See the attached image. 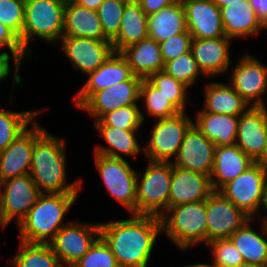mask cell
<instances>
[{
  "mask_svg": "<svg viewBox=\"0 0 267 267\" xmlns=\"http://www.w3.org/2000/svg\"><path fill=\"white\" fill-rule=\"evenodd\" d=\"M127 215L100 222V237L120 267H149L162 236L161 219L153 215Z\"/></svg>",
  "mask_w": 267,
  "mask_h": 267,
  "instance_id": "obj_1",
  "label": "cell"
},
{
  "mask_svg": "<svg viewBox=\"0 0 267 267\" xmlns=\"http://www.w3.org/2000/svg\"><path fill=\"white\" fill-rule=\"evenodd\" d=\"M38 120L39 117L34 121L31 178L41 193H82L84 179L81 176L68 180L66 138L49 132Z\"/></svg>",
  "mask_w": 267,
  "mask_h": 267,
  "instance_id": "obj_2",
  "label": "cell"
},
{
  "mask_svg": "<svg viewBox=\"0 0 267 267\" xmlns=\"http://www.w3.org/2000/svg\"><path fill=\"white\" fill-rule=\"evenodd\" d=\"M80 195L81 193H41L26 217L15 228L18 240L48 244L63 226L72 221L70 218L67 221L66 218Z\"/></svg>",
  "mask_w": 267,
  "mask_h": 267,
  "instance_id": "obj_3",
  "label": "cell"
},
{
  "mask_svg": "<svg viewBox=\"0 0 267 267\" xmlns=\"http://www.w3.org/2000/svg\"><path fill=\"white\" fill-rule=\"evenodd\" d=\"M66 3L67 0H25L24 25L19 40L29 56L36 52L34 46L39 40L56 48L63 37Z\"/></svg>",
  "mask_w": 267,
  "mask_h": 267,
  "instance_id": "obj_4",
  "label": "cell"
},
{
  "mask_svg": "<svg viewBox=\"0 0 267 267\" xmlns=\"http://www.w3.org/2000/svg\"><path fill=\"white\" fill-rule=\"evenodd\" d=\"M162 236L182 253L206 245V200L176 205L161 216Z\"/></svg>",
  "mask_w": 267,
  "mask_h": 267,
  "instance_id": "obj_5",
  "label": "cell"
},
{
  "mask_svg": "<svg viewBox=\"0 0 267 267\" xmlns=\"http://www.w3.org/2000/svg\"><path fill=\"white\" fill-rule=\"evenodd\" d=\"M145 162L147 167L137 169L136 215L160 217L168 209L172 162Z\"/></svg>",
  "mask_w": 267,
  "mask_h": 267,
  "instance_id": "obj_6",
  "label": "cell"
},
{
  "mask_svg": "<svg viewBox=\"0 0 267 267\" xmlns=\"http://www.w3.org/2000/svg\"><path fill=\"white\" fill-rule=\"evenodd\" d=\"M151 123L147 130L150 133L143 138L148 137L143 140L146 142L144 143V159L155 162H173L185 133L193 125V115L185 111L169 118L153 120Z\"/></svg>",
  "mask_w": 267,
  "mask_h": 267,
  "instance_id": "obj_7",
  "label": "cell"
},
{
  "mask_svg": "<svg viewBox=\"0 0 267 267\" xmlns=\"http://www.w3.org/2000/svg\"><path fill=\"white\" fill-rule=\"evenodd\" d=\"M93 163L107 195L128 214L136 215L137 169L129 160L93 153Z\"/></svg>",
  "mask_w": 267,
  "mask_h": 267,
  "instance_id": "obj_8",
  "label": "cell"
},
{
  "mask_svg": "<svg viewBox=\"0 0 267 267\" xmlns=\"http://www.w3.org/2000/svg\"><path fill=\"white\" fill-rule=\"evenodd\" d=\"M238 57L225 80L250 106L267 107V64L247 50Z\"/></svg>",
  "mask_w": 267,
  "mask_h": 267,
  "instance_id": "obj_9",
  "label": "cell"
},
{
  "mask_svg": "<svg viewBox=\"0 0 267 267\" xmlns=\"http://www.w3.org/2000/svg\"><path fill=\"white\" fill-rule=\"evenodd\" d=\"M41 192L30 174L0 182V230L17 227L36 203Z\"/></svg>",
  "mask_w": 267,
  "mask_h": 267,
  "instance_id": "obj_10",
  "label": "cell"
},
{
  "mask_svg": "<svg viewBox=\"0 0 267 267\" xmlns=\"http://www.w3.org/2000/svg\"><path fill=\"white\" fill-rule=\"evenodd\" d=\"M100 237V221L72 220L48 243L62 267H72Z\"/></svg>",
  "mask_w": 267,
  "mask_h": 267,
  "instance_id": "obj_11",
  "label": "cell"
},
{
  "mask_svg": "<svg viewBox=\"0 0 267 267\" xmlns=\"http://www.w3.org/2000/svg\"><path fill=\"white\" fill-rule=\"evenodd\" d=\"M267 171L254 162L242 174L225 184L219 192L250 218H261Z\"/></svg>",
  "mask_w": 267,
  "mask_h": 267,
  "instance_id": "obj_12",
  "label": "cell"
},
{
  "mask_svg": "<svg viewBox=\"0 0 267 267\" xmlns=\"http://www.w3.org/2000/svg\"><path fill=\"white\" fill-rule=\"evenodd\" d=\"M56 46L82 76L97 70L114 53L110 40L63 36Z\"/></svg>",
  "mask_w": 267,
  "mask_h": 267,
  "instance_id": "obj_13",
  "label": "cell"
},
{
  "mask_svg": "<svg viewBox=\"0 0 267 267\" xmlns=\"http://www.w3.org/2000/svg\"><path fill=\"white\" fill-rule=\"evenodd\" d=\"M142 79L132 76L94 93L78 110L86 113L90 121L100 120L106 113L132 104H140V86Z\"/></svg>",
  "mask_w": 267,
  "mask_h": 267,
  "instance_id": "obj_14",
  "label": "cell"
},
{
  "mask_svg": "<svg viewBox=\"0 0 267 267\" xmlns=\"http://www.w3.org/2000/svg\"><path fill=\"white\" fill-rule=\"evenodd\" d=\"M206 244L229 237L251 218L219 191H214L206 199Z\"/></svg>",
  "mask_w": 267,
  "mask_h": 267,
  "instance_id": "obj_15",
  "label": "cell"
},
{
  "mask_svg": "<svg viewBox=\"0 0 267 267\" xmlns=\"http://www.w3.org/2000/svg\"><path fill=\"white\" fill-rule=\"evenodd\" d=\"M234 40L224 36L209 39L192 38L191 52L208 79L223 78L233 64ZM233 59V60H232Z\"/></svg>",
  "mask_w": 267,
  "mask_h": 267,
  "instance_id": "obj_16",
  "label": "cell"
},
{
  "mask_svg": "<svg viewBox=\"0 0 267 267\" xmlns=\"http://www.w3.org/2000/svg\"><path fill=\"white\" fill-rule=\"evenodd\" d=\"M133 76L121 53L114 52L97 70L87 74L84 84L74 93L72 102L78 110L94 93L129 80Z\"/></svg>",
  "mask_w": 267,
  "mask_h": 267,
  "instance_id": "obj_17",
  "label": "cell"
},
{
  "mask_svg": "<svg viewBox=\"0 0 267 267\" xmlns=\"http://www.w3.org/2000/svg\"><path fill=\"white\" fill-rule=\"evenodd\" d=\"M91 127L103 141L102 143H95L92 153L133 161L141 156L142 159L144 158V141L141 140L142 137L144 138L141 136L143 135L141 134L142 130H124L111 126Z\"/></svg>",
  "mask_w": 267,
  "mask_h": 267,
  "instance_id": "obj_18",
  "label": "cell"
},
{
  "mask_svg": "<svg viewBox=\"0 0 267 267\" xmlns=\"http://www.w3.org/2000/svg\"><path fill=\"white\" fill-rule=\"evenodd\" d=\"M215 144L193 124L185 133L172 165L210 176L214 165Z\"/></svg>",
  "mask_w": 267,
  "mask_h": 267,
  "instance_id": "obj_19",
  "label": "cell"
},
{
  "mask_svg": "<svg viewBox=\"0 0 267 267\" xmlns=\"http://www.w3.org/2000/svg\"><path fill=\"white\" fill-rule=\"evenodd\" d=\"M257 162L267 146V107L250 106L239 116L235 143Z\"/></svg>",
  "mask_w": 267,
  "mask_h": 267,
  "instance_id": "obj_20",
  "label": "cell"
},
{
  "mask_svg": "<svg viewBox=\"0 0 267 267\" xmlns=\"http://www.w3.org/2000/svg\"><path fill=\"white\" fill-rule=\"evenodd\" d=\"M185 10L186 26L192 38L224 37L221 9L212 0H181Z\"/></svg>",
  "mask_w": 267,
  "mask_h": 267,
  "instance_id": "obj_21",
  "label": "cell"
},
{
  "mask_svg": "<svg viewBox=\"0 0 267 267\" xmlns=\"http://www.w3.org/2000/svg\"><path fill=\"white\" fill-rule=\"evenodd\" d=\"M213 192L210 176L172 165L168 209L176 205L206 200Z\"/></svg>",
  "mask_w": 267,
  "mask_h": 267,
  "instance_id": "obj_22",
  "label": "cell"
},
{
  "mask_svg": "<svg viewBox=\"0 0 267 267\" xmlns=\"http://www.w3.org/2000/svg\"><path fill=\"white\" fill-rule=\"evenodd\" d=\"M222 25L225 36L239 42L256 38L258 40L261 33L267 32L261 19L251 7L249 0L241 3L229 4L221 8Z\"/></svg>",
  "mask_w": 267,
  "mask_h": 267,
  "instance_id": "obj_23",
  "label": "cell"
},
{
  "mask_svg": "<svg viewBox=\"0 0 267 267\" xmlns=\"http://www.w3.org/2000/svg\"><path fill=\"white\" fill-rule=\"evenodd\" d=\"M219 79V81H218ZM208 79L203 81L201 92L203 100L201 109L204 112L214 114H226L240 116L250 105L240 96V94L224 79ZM222 81V82H221Z\"/></svg>",
  "mask_w": 267,
  "mask_h": 267,
  "instance_id": "obj_24",
  "label": "cell"
},
{
  "mask_svg": "<svg viewBox=\"0 0 267 267\" xmlns=\"http://www.w3.org/2000/svg\"><path fill=\"white\" fill-rule=\"evenodd\" d=\"M229 239L241 253L245 263L264 267L267 265V220L251 218Z\"/></svg>",
  "mask_w": 267,
  "mask_h": 267,
  "instance_id": "obj_25",
  "label": "cell"
},
{
  "mask_svg": "<svg viewBox=\"0 0 267 267\" xmlns=\"http://www.w3.org/2000/svg\"><path fill=\"white\" fill-rule=\"evenodd\" d=\"M34 149V122L0 151V182L29 174Z\"/></svg>",
  "mask_w": 267,
  "mask_h": 267,
  "instance_id": "obj_26",
  "label": "cell"
},
{
  "mask_svg": "<svg viewBox=\"0 0 267 267\" xmlns=\"http://www.w3.org/2000/svg\"><path fill=\"white\" fill-rule=\"evenodd\" d=\"M253 163L236 144L215 147L214 165L210 175L213 190L219 191Z\"/></svg>",
  "mask_w": 267,
  "mask_h": 267,
  "instance_id": "obj_27",
  "label": "cell"
},
{
  "mask_svg": "<svg viewBox=\"0 0 267 267\" xmlns=\"http://www.w3.org/2000/svg\"><path fill=\"white\" fill-rule=\"evenodd\" d=\"M194 112L193 124L215 147L236 143L239 116L204 112L200 107Z\"/></svg>",
  "mask_w": 267,
  "mask_h": 267,
  "instance_id": "obj_28",
  "label": "cell"
},
{
  "mask_svg": "<svg viewBox=\"0 0 267 267\" xmlns=\"http://www.w3.org/2000/svg\"><path fill=\"white\" fill-rule=\"evenodd\" d=\"M120 53L133 75L141 79H148L153 73L164 70L160 45L149 37L126 47Z\"/></svg>",
  "mask_w": 267,
  "mask_h": 267,
  "instance_id": "obj_29",
  "label": "cell"
},
{
  "mask_svg": "<svg viewBox=\"0 0 267 267\" xmlns=\"http://www.w3.org/2000/svg\"><path fill=\"white\" fill-rule=\"evenodd\" d=\"M63 36L109 40L104 35L97 11L80 7L71 0H67L64 9Z\"/></svg>",
  "mask_w": 267,
  "mask_h": 267,
  "instance_id": "obj_30",
  "label": "cell"
},
{
  "mask_svg": "<svg viewBox=\"0 0 267 267\" xmlns=\"http://www.w3.org/2000/svg\"><path fill=\"white\" fill-rule=\"evenodd\" d=\"M148 38V16L140 3H126L119 33L111 41L114 52Z\"/></svg>",
  "mask_w": 267,
  "mask_h": 267,
  "instance_id": "obj_31",
  "label": "cell"
},
{
  "mask_svg": "<svg viewBox=\"0 0 267 267\" xmlns=\"http://www.w3.org/2000/svg\"><path fill=\"white\" fill-rule=\"evenodd\" d=\"M185 31L186 17L181 1L148 16V37L157 43Z\"/></svg>",
  "mask_w": 267,
  "mask_h": 267,
  "instance_id": "obj_32",
  "label": "cell"
},
{
  "mask_svg": "<svg viewBox=\"0 0 267 267\" xmlns=\"http://www.w3.org/2000/svg\"><path fill=\"white\" fill-rule=\"evenodd\" d=\"M18 241L14 255L6 258L9 267H62L49 244Z\"/></svg>",
  "mask_w": 267,
  "mask_h": 267,
  "instance_id": "obj_33",
  "label": "cell"
},
{
  "mask_svg": "<svg viewBox=\"0 0 267 267\" xmlns=\"http://www.w3.org/2000/svg\"><path fill=\"white\" fill-rule=\"evenodd\" d=\"M5 107V108H4ZM0 105V151L6 149L48 107L14 111ZM44 110V111H43Z\"/></svg>",
  "mask_w": 267,
  "mask_h": 267,
  "instance_id": "obj_34",
  "label": "cell"
},
{
  "mask_svg": "<svg viewBox=\"0 0 267 267\" xmlns=\"http://www.w3.org/2000/svg\"><path fill=\"white\" fill-rule=\"evenodd\" d=\"M139 103L144 124L177 115L180 111L148 79H142ZM149 117V118H148Z\"/></svg>",
  "mask_w": 267,
  "mask_h": 267,
  "instance_id": "obj_35",
  "label": "cell"
},
{
  "mask_svg": "<svg viewBox=\"0 0 267 267\" xmlns=\"http://www.w3.org/2000/svg\"><path fill=\"white\" fill-rule=\"evenodd\" d=\"M148 80L160 90L165 97L180 111L185 112L191 110L188 106L194 104L190 98L191 91L182 82L175 80L172 76L168 75L164 70L153 73ZM191 96V97H190ZM191 100V102H190ZM192 103V104H191ZM188 105V106H187Z\"/></svg>",
  "mask_w": 267,
  "mask_h": 267,
  "instance_id": "obj_36",
  "label": "cell"
},
{
  "mask_svg": "<svg viewBox=\"0 0 267 267\" xmlns=\"http://www.w3.org/2000/svg\"><path fill=\"white\" fill-rule=\"evenodd\" d=\"M164 71L175 80L182 82L190 90L201 82L199 81L200 79L208 80L199 68L197 61L193 58L191 50L166 62Z\"/></svg>",
  "mask_w": 267,
  "mask_h": 267,
  "instance_id": "obj_37",
  "label": "cell"
},
{
  "mask_svg": "<svg viewBox=\"0 0 267 267\" xmlns=\"http://www.w3.org/2000/svg\"><path fill=\"white\" fill-rule=\"evenodd\" d=\"M140 104H132L121 107L115 111L106 113L100 120L92 121V126H111L124 130H143L144 121L141 114Z\"/></svg>",
  "mask_w": 267,
  "mask_h": 267,
  "instance_id": "obj_38",
  "label": "cell"
},
{
  "mask_svg": "<svg viewBox=\"0 0 267 267\" xmlns=\"http://www.w3.org/2000/svg\"><path fill=\"white\" fill-rule=\"evenodd\" d=\"M203 249L210 253L213 267H236L244 263L241 253L230 239H218L207 243Z\"/></svg>",
  "mask_w": 267,
  "mask_h": 267,
  "instance_id": "obj_39",
  "label": "cell"
},
{
  "mask_svg": "<svg viewBox=\"0 0 267 267\" xmlns=\"http://www.w3.org/2000/svg\"><path fill=\"white\" fill-rule=\"evenodd\" d=\"M125 4L122 0H104L97 9L104 35L110 41L119 33Z\"/></svg>",
  "mask_w": 267,
  "mask_h": 267,
  "instance_id": "obj_40",
  "label": "cell"
},
{
  "mask_svg": "<svg viewBox=\"0 0 267 267\" xmlns=\"http://www.w3.org/2000/svg\"><path fill=\"white\" fill-rule=\"evenodd\" d=\"M72 267H120L106 242L99 237Z\"/></svg>",
  "mask_w": 267,
  "mask_h": 267,
  "instance_id": "obj_41",
  "label": "cell"
},
{
  "mask_svg": "<svg viewBox=\"0 0 267 267\" xmlns=\"http://www.w3.org/2000/svg\"><path fill=\"white\" fill-rule=\"evenodd\" d=\"M25 0H0V22L18 37L22 35Z\"/></svg>",
  "mask_w": 267,
  "mask_h": 267,
  "instance_id": "obj_42",
  "label": "cell"
},
{
  "mask_svg": "<svg viewBox=\"0 0 267 267\" xmlns=\"http://www.w3.org/2000/svg\"><path fill=\"white\" fill-rule=\"evenodd\" d=\"M12 65V66H11ZM21 68L20 66H18V64L5 52L0 48V86L1 84L4 86L3 83H7V82H11V91H10V98L7 99L10 102V107H12L13 105V99L14 98V94L16 93L15 90L17 87L18 89H23V77L21 76ZM12 77V78H11ZM9 80V81H7ZM11 80V81H10ZM1 87H0V94L1 92ZM15 91V92H14ZM14 93V94H13Z\"/></svg>",
  "mask_w": 267,
  "mask_h": 267,
  "instance_id": "obj_43",
  "label": "cell"
},
{
  "mask_svg": "<svg viewBox=\"0 0 267 267\" xmlns=\"http://www.w3.org/2000/svg\"><path fill=\"white\" fill-rule=\"evenodd\" d=\"M0 48L5 51L21 68L30 56L24 51L19 37L0 22Z\"/></svg>",
  "mask_w": 267,
  "mask_h": 267,
  "instance_id": "obj_44",
  "label": "cell"
},
{
  "mask_svg": "<svg viewBox=\"0 0 267 267\" xmlns=\"http://www.w3.org/2000/svg\"><path fill=\"white\" fill-rule=\"evenodd\" d=\"M192 35L187 31L159 43L164 63L191 50Z\"/></svg>",
  "mask_w": 267,
  "mask_h": 267,
  "instance_id": "obj_45",
  "label": "cell"
},
{
  "mask_svg": "<svg viewBox=\"0 0 267 267\" xmlns=\"http://www.w3.org/2000/svg\"><path fill=\"white\" fill-rule=\"evenodd\" d=\"M179 1L181 0H141L140 5L142 10L149 16Z\"/></svg>",
  "mask_w": 267,
  "mask_h": 267,
  "instance_id": "obj_46",
  "label": "cell"
},
{
  "mask_svg": "<svg viewBox=\"0 0 267 267\" xmlns=\"http://www.w3.org/2000/svg\"><path fill=\"white\" fill-rule=\"evenodd\" d=\"M249 3L267 29V0H249Z\"/></svg>",
  "mask_w": 267,
  "mask_h": 267,
  "instance_id": "obj_47",
  "label": "cell"
},
{
  "mask_svg": "<svg viewBox=\"0 0 267 267\" xmlns=\"http://www.w3.org/2000/svg\"><path fill=\"white\" fill-rule=\"evenodd\" d=\"M80 7L88 8L97 11L104 0H71Z\"/></svg>",
  "mask_w": 267,
  "mask_h": 267,
  "instance_id": "obj_48",
  "label": "cell"
},
{
  "mask_svg": "<svg viewBox=\"0 0 267 267\" xmlns=\"http://www.w3.org/2000/svg\"><path fill=\"white\" fill-rule=\"evenodd\" d=\"M261 219L267 220V178L265 180V185H264V194L261 207Z\"/></svg>",
  "mask_w": 267,
  "mask_h": 267,
  "instance_id": "obj_49",
  "label": "cell"
},
{
  "mask_svg": "<svg viewBox=\"0 0 267 267\" xmlns=\"http://www.w3.org/2000/svg\"><path fill=\"white\" fill-rule=\"evenodd\" d=\"M212 2L218 7V8H224L229 6V4H235V3H241L243 0H212Z\"/></svg>",
  "mask_w": 267,
  "mask_h": 267,
  "instance_id": "obj_50",
  "label": "cell"
},
{
  "mask_svg": "<svg viewBox=\"0 0 267 267\" xmlns=\"http://www.w3.org/2000/svg\"><path fill=\"white\" fill-rule=\"evenodd\" d=\"M177 267H213V266L211 264V261H209V263L199 261V262H195L194 264L188 263V264H184V266H177Z\"/></svg>",
  "mask_w": 267,
  "mask_h": 267,
  "instance_id": "obj_51",
  "label": "cell"
},
{
  "mask_svg": "<svg viewBox=\"0 0 267 267\" xmlns=\"http://www.w3.org/2000/svg\"><path fill=\"white\" fill-rule=\"evenodd\" d=\"M257 163L267 171V146L265 148L263 155L260 157Z\"/></svg>",
  "mask_w": 267,
  "mask_h": 267,
  "instance_id": "obj_52",
  "label": "cell"
},
{
  "mask_svg": "<svg viewBox=\"0 0 267 267\" xmlns=\"http://www.w3.org/2000/svg\"><path fill=\"white\" fill-rule=\"evenodd\" d=\"M236 267H264V266H259V265H256V264H251V263H242V264H239L237 265Z\"/></svg>",
  "mask_w": 267,
  "mask_h": 267,
  "instance_id": "obj_53",
  "label": "cell"
},
{
  "mask_svg": "<svg viewBox=\"0 0 267 267\" xmlns=\"http://www.w3.org/2000/svg\"><path fill=\"white\" fill-rule=\"evenodd\" d=\"M124 3H140L141 0H122Z\"/></svg>",
  "mask_w": 267,
  "mask_h": 267,
  "instance_id": "obj_54",
  "label": "cell"
}]
</instances>
